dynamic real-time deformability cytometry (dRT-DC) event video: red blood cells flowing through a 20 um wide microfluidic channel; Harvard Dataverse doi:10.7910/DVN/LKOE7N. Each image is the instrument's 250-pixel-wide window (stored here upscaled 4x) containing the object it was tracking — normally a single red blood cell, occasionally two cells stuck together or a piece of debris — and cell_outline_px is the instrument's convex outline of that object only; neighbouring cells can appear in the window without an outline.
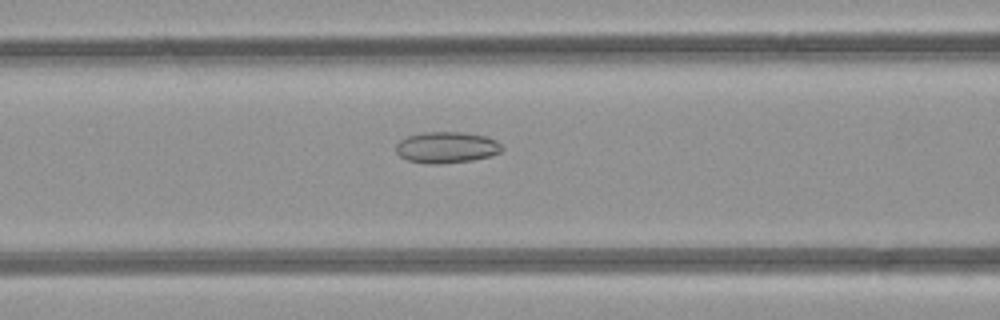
{"species": "common noctule bat (a hibernating species)", "species_latin": "Nyctalus noctula", "temperature_condition": "room temperature", "stored_images_in_passage": 50, "camera_frame_rate_fps": 3000, "um_per_image_px": 0.085, "animal": {"sex": "female", "body_mass_g": 21.9}, "frame": {"image": 1, "passage_image": 21, "time_ms": 6.667, "image_size_px": [1000, 320], "cell_outline_px": [[504, 148], [500, 152], [492, 156], [472, 160], [436, 164], [428, 164], [408, 160], [400, 156], [396, 152], [396, 144], [400, 140], [408, 136], [424, 132], [464, 132], [488, 136], [496, 140]], "centroid_in_image_um": [37.98, 12.52], "position_along_channel_um": 128.6, "area_um2": 19.42}}
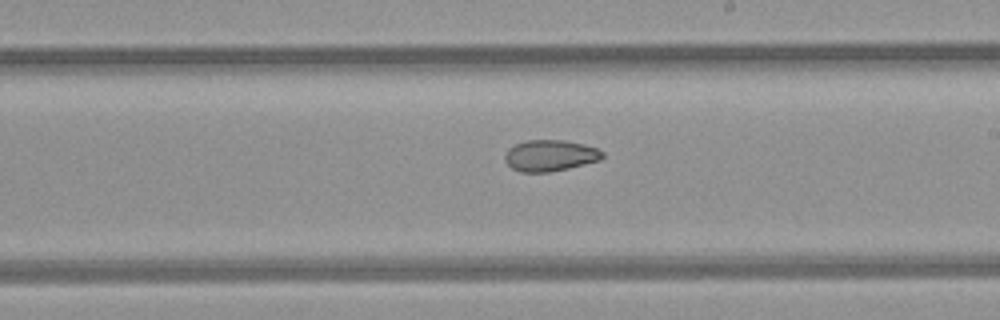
{"frame": {"image": 2, "passage_image": 29, "time_ms": 9.333, "image_size_px": [1000, 320], "cell_outline_px": [[604, 156], [600, 160], [568, 168], [548, 172], [520, 172], [512, 168], [504, 160], [504, 156], [508, 148], [516, 144], [528, 140], [564, 140], [584, 144], [596, 148], [604, 152]], "centroid_in_image_um": [46.75, 13.22], "position_along_channel_um": 242.3, "area_um2": 17.74}}
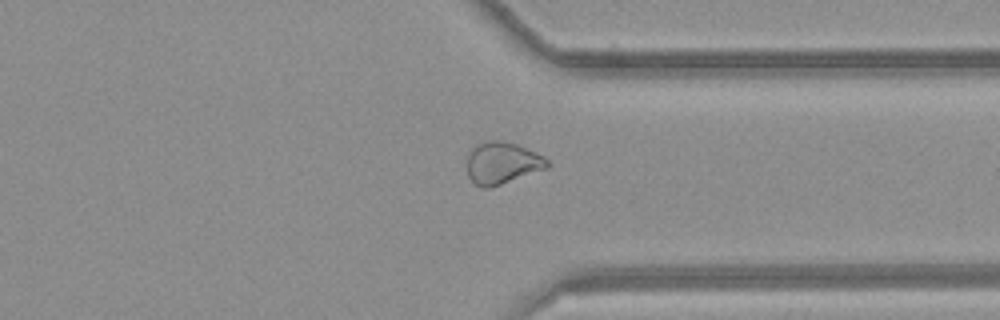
{"frame": {"image": 3, "passage_image": 38, "time_ms": 12.333, "image_size_px": [1000, 320], "cell_outline_px": [[548, 168], [488, 188], [480, 188], [468, 176], [468, 152], [476, 144], [492, 140], [500, 140], [516, 144], [536, 152], [544, 156], [548, 160]], "centroid_in_image_um": [42.68, 13.85], "position_along_channel_um": 368.7, "area_um2": 19.48}, "authors_computed_cell_mechanics": {"area_um2": 21.9929, "velocity_mm_per_s": 4.2588, "shape_relaxation_time_tau1_ms": null, "shape_relaxation_time_tau2_ms": 4.143, "deformation_change_tau1": null, "deformation_change_tau2": 0.0903}}